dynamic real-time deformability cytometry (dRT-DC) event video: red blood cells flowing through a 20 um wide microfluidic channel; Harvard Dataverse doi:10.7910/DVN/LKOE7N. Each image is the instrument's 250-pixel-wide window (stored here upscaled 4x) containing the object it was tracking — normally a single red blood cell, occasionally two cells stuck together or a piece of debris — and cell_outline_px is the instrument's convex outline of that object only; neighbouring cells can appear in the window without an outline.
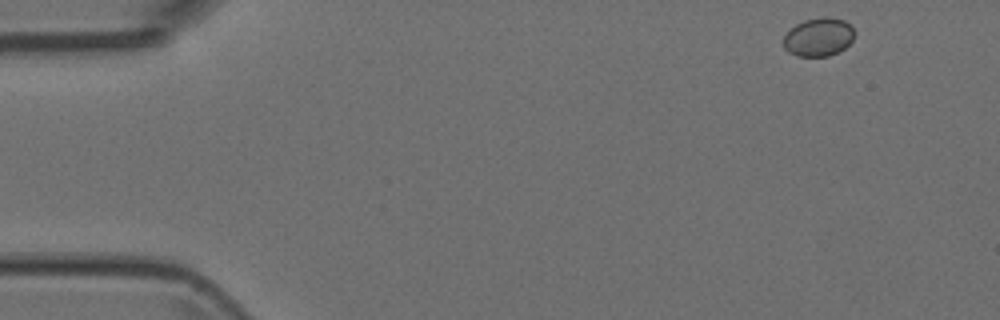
{"species": "Egyptian fruit bat (a non-hibernating species)", "species_latin": "Rousettus aegyptiacus", "temperature_condition": "room temperature", "stored_images_in_passage": 5, "camera_frame_rate_fps": 3000, "um_per_image_px": 0.085, "animal": {"sex": "female"}, "frame": {"image": 1, "passage_image": 1, "time_ms": 0.0, "image_size_px": [1000, 320], "cell_outline_px": [[856, 32], [852, 40], [844, 48], [828, 56], [796, 56], [788, 52], [784, 48], [784, 36], [796, 24], [804, 20], [824, 16], [828, 16], [844, 20], [852, 24]], "centroid_in_image_um": [69.61, 3.13], "position_along_channel_um": 15.4, "area_um2": 16.01}}
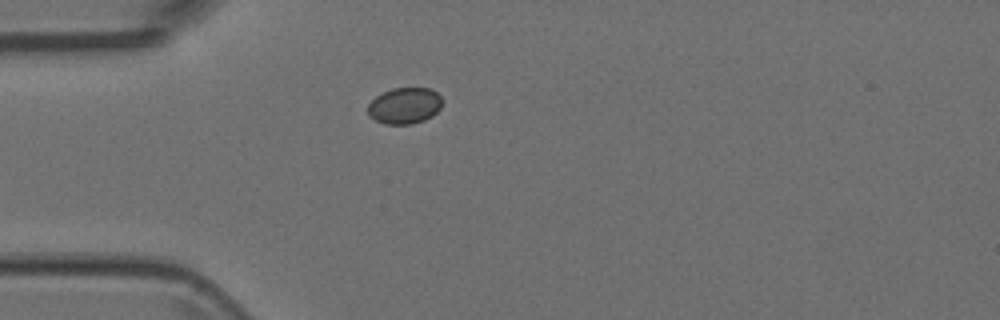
{"frame": {"image": 2, "passage_image": 4, "time_ms": 1.0, "image_size_px": [1000, 320], "cell_outline_px": [[440, 108], [432, 116], [424, 120], [412, 124], [384, 124], [368, 116], [368, 104], [376, 96], [392, 88], [432, 88], [440, 96]], "centroid_in_image_um": [34.37, 8.99], "position_along_channel_um": 50.6, "area_um2": 15.66}}